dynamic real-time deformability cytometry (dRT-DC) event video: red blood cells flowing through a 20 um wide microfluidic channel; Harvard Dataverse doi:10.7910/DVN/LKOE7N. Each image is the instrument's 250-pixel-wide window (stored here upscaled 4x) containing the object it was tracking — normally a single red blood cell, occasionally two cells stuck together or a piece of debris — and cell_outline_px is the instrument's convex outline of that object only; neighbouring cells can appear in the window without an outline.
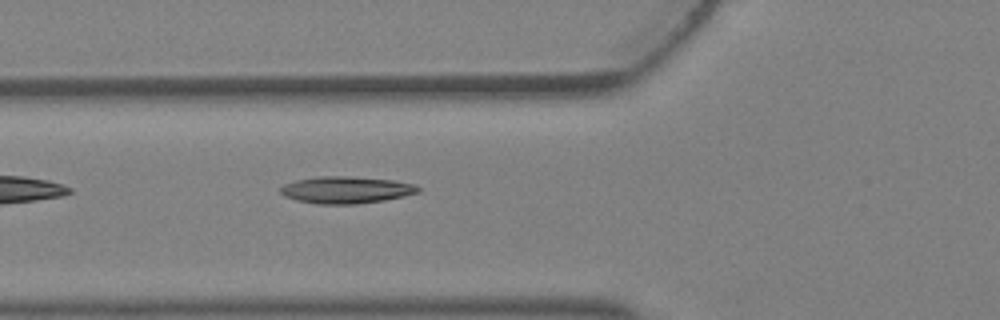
{"species": "Egyptian fruit bat (a non-hibernating species)", "species_latin": "Rousettus aegyptiacus", "temperature_condition": "warm", "stored_images_in_passage": 4, "camera_frame_rate_fps": 3000, "um_per_image_px": 0.085, "animal": {"sex": "female"}, "frame": {"image": 1, "passage_image": 4, "time_ms": 1.0, "image_size_px": [1000, 320], "cell_outline_px": [[420, 192], [404, 196], [384, 200], [356, 204], [316, 204], [296, 200], [284, 196], [280, 192], [280, 188], [284, 184], [296, 180], [320, 176], [344, 176], [392, 180], [416, 184], [420, 188]], "centroid_in_image_um": [29.42, 16.14], "position_along_channel_um": 96.4, "area_um2": 21.62}}